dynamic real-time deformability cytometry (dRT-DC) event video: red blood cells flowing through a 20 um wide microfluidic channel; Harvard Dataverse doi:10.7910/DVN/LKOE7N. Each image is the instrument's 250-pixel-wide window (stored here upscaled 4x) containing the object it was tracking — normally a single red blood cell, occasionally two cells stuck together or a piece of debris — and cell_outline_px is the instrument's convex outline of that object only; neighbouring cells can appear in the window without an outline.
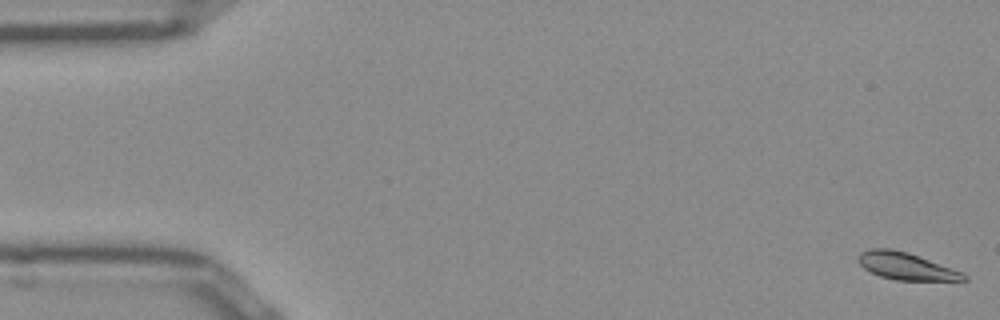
{"species": "Egyptian fruit bat (a non-hibernating species)", "species_latin": "Rousettus aegyptiacus", "temperature_condition": "room temperature", "stored_images_in_passage": 11, "camera_frame_rate_fps": 3000, "um_per_image_px": 0.085, "frame": {"image": 1, "passage_image": 1, "time_ms": 0.0, "image_size_px": [1000, 320], "cell_outline_px": [[968, 280], [896, 280], [880, 276], [864, 268], [860, 264], [860, 252], [868, 248], [892, 248], [908, 252], [964, 272], [968, 276]], "centroid_in_image_um": [77.05, 22.61], "position_along_channel_um": 7.9, "area_um2": 16.65}}